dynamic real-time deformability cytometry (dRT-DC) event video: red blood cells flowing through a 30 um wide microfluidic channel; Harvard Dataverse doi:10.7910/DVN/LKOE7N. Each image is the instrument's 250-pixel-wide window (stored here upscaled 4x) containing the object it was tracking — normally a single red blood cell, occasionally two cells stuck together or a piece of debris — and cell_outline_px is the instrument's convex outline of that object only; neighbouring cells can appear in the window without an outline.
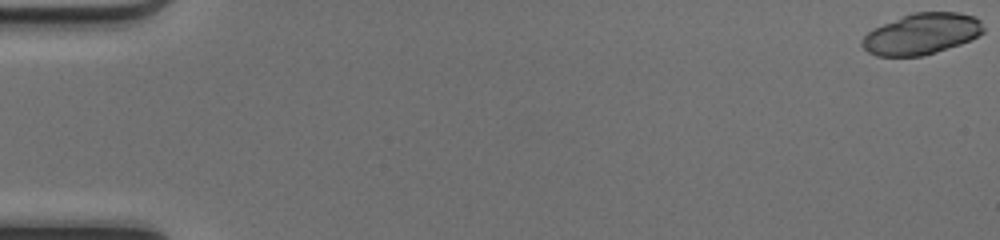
{"species": "common noctule bat (a hibernating species)", "species_latin": "Nyctalus noctula", "temperature_condition": "cold", "stored_images_in_passage": 21, "camera_frame_rate_fps": 3000, "um_per_image_px": 0.085, "animal": {"sex": "female", "body_mass_g": 17.0, "forearm_length_mm": 48.0}, "frame": {"image": 1, "passage_image": 1, "time_ms": 0.0, "image_size_px": [1000, 240], "cell_outline_px": [[984, 32], [960, 44], [924, 56], [876, 56], [868, 52], [860, 44], [860, 40], [868, 32], [884, 24], [912, 12], [960, 12], [972, 16], [980, 20], [984, 28]], "centroid_in_image_um": [78.33, 2.89], "position_along_channel_um": 6.7, "area_um2": 28.84}}